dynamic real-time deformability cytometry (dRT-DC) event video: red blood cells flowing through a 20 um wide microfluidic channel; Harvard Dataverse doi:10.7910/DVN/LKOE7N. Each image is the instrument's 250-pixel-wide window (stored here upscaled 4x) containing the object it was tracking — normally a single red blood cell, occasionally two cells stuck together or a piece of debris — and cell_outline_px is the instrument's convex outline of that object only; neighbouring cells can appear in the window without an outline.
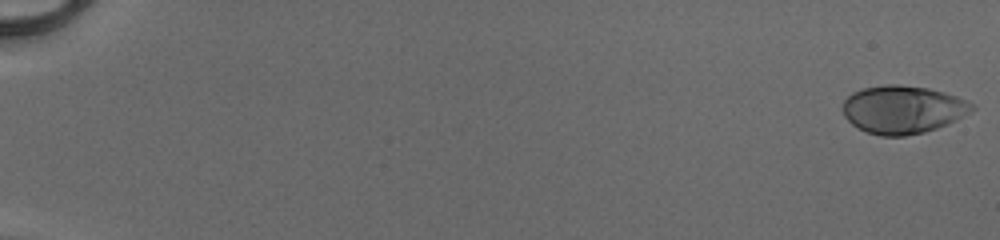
{"species": "human", "species_latin": "Homo sapiens", "temperature_condition": "cold", "stored_images_in_passage": 52, "camera_frame_rate_fps": 3000, "um_per_image_px": 0.085, "donor": {"sex": "male"}, "frame": {"image": 1, "passage_image": 1, "time_ms": 0.0, "image_size_px": [1000, 240], "cell_outline_px": [[976, 108], [948, 124], [924, 132], [904, 136], [880, 136], [868, 132], [852, 124], [844, 116], [840, 108], [844, 100], [852, 92], [864, 88], [888, 84], [900, 84], [928, 88], [944, 92], [956, 96], [972, 104]], "centroid_in_image_um": [76.7, 9.3], "position_along_channel_um": 8.3, "area_um2": 36.07}}
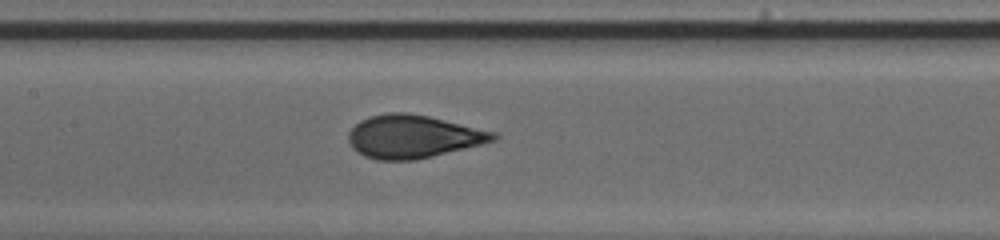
{"frame": {"image": 2, "passage_image": 28, "time_ms": 9.0, "image_size_px": [1000, 240], "cell_outline_px": [[500, 136], [496, 140], [416, 160], [376, 160], [364, 156], [356, 152], [352, 148], [348, 140], [348, 132], [360, 120], [368, 116], [388, 112], [408, 112], [428, 116], [496, 132]], "centroid_in_image_um": [35.07, 11.6], "position_along_channel_um": 172.3, "area_um2": 36.36}}
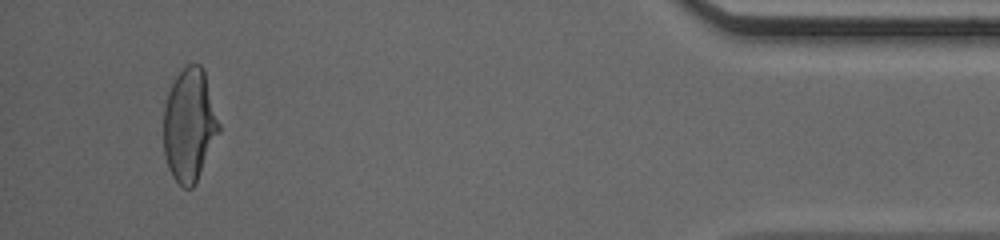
{"frame": {"image": 3, "passage_image": 50, "time_ms": 16.333, "image_size_px": [1000, 240], "cell_outline_px": [[220, 132], [192, 188], [184, 188], [172, 176], [168, 168], [164, 152], [164, 104], [168, 92], [176, 76], [188, 64], [200, 64], [204, 68], [220, 124]], "centroid_in_image_um": [16.1, 10.6], "position_along_channel_um": 419.1, "area_um2": 36.3}, "authors_computed_cell_mechanics": {"area_um2": 35.5759, "velocity_mm_per_s": 4.1434, "shape_relaxation_time_tau1_ms": 5.1584, "shape_relaxation_time_tau2_ms": null, "deformation_change_tau1": 0.2223, "deformation_change_tau2": null}}